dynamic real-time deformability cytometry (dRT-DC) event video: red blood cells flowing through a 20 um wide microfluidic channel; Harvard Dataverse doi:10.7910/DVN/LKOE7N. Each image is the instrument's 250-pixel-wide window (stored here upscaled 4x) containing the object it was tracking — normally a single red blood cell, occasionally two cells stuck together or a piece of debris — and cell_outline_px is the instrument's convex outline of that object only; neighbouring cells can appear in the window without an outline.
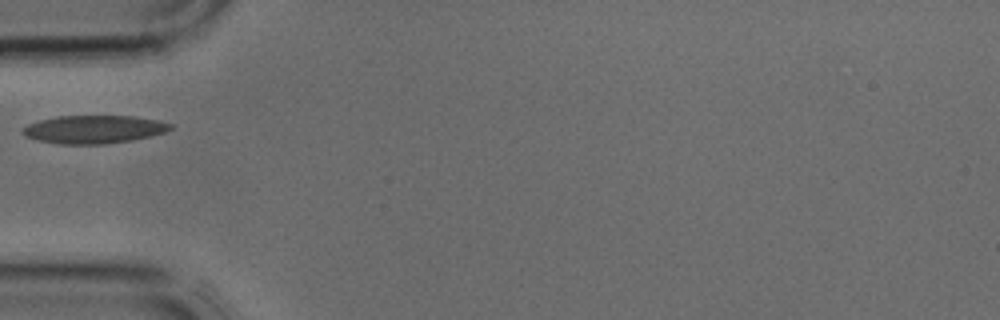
{"species": "common noctule bat (a hibernating species)", "species_latin": "Nyctalus noctula", "temperature_condition": "cold", "stored_images_in_passage": 3, "camera_frame_rate_fps": 3000, "um_per_image_px": 0.085, "animal": {"sex": "male", "body_mass_g": 17.9, "forearm_length_mm": 54.2}, "frame": {"image": 1, "passage_image": 3, "time_ms": 0.667, "image_size_px": [1000, 320], "cell_outline_px": [[172, 128], [164, 132], [132, 140], [104, 144], [56, 144], [36, 140], [24, 136], [20, 132], [20, 128], [28, 124], [40, 120], [56, 116], [132, 116], [160, 120], [172, 124]], "centroid_in_image_um": [7.91, 10.99], "position_along_channel_um": 77.1, "area_um2": 24.33}}